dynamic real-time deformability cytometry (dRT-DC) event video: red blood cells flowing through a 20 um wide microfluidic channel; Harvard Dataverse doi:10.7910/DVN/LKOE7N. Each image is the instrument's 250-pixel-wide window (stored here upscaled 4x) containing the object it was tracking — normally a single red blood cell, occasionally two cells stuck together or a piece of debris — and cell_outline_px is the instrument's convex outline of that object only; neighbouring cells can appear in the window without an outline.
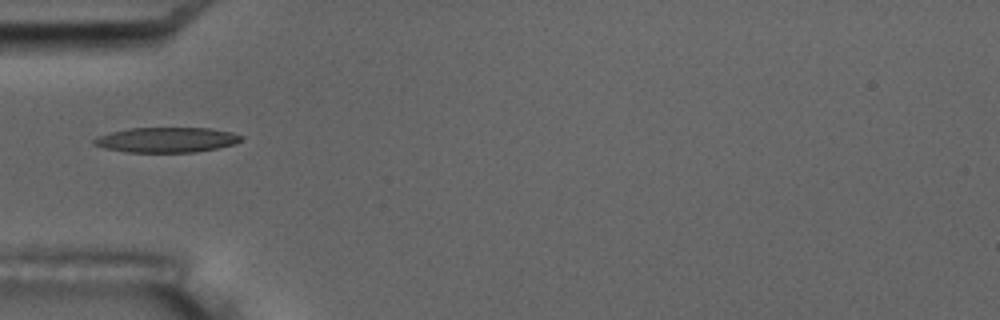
{"species": "common noctule bat (a hibernating species)", "species_latin": "Nyctalus noctula", "temperature_condition": "room temperature", "stored_images_in_passage": 12, "camera_frame_rate_fps": 3000, "um_per_image_px": 0.085, "animal": {"sex": "male", "body_mass_g": 17.5, "forearm_length_mm": 52.3}, "frame": {"image": 1, "passage_image": 1, "time_ms": 0.0, "image_size_px": [1000, 320], "cell_outline_px": [[244, 140], [236, 144], [196, 152], [128, 152], [104, 148], [92, 144], [92, 140], [100, 136], [112, 132], [128, 128], [208, 128], [232, 132], [244, 136]], "centroid_in_image_um": [14.21, 11.89], "position_along_channel_um": 70.8, "area_um2": 21.56}}
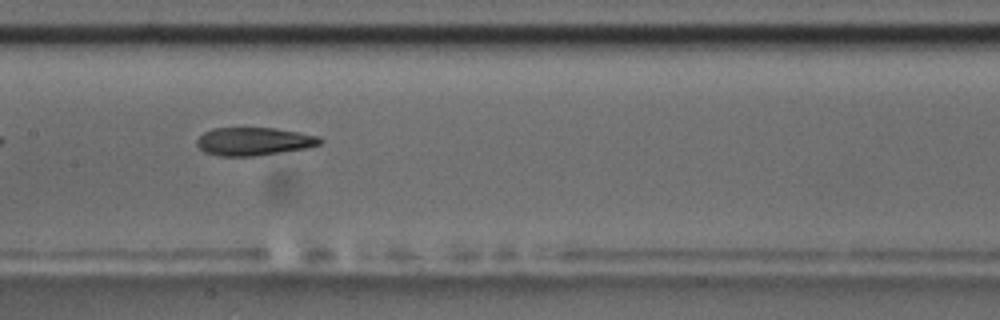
{"frame": {"image": 2, "passage_image": 4, "time_ms": 3.333, "image_size_px": [1000, 320], "cell_outline_px": [[324, 140], [320, 144], [304, 148], [256, 156], [220, 156], [204, 152], [196, 144], [196, 140], [204, 132], [212, 128], [276, 128], [316, 136]], "centroid_in_image_um": [21.53, 12.02], "position_along_channel_um": 185.9, "area_um2": 19.94}, "authors_computed_cell_mechanics": {"area_um2": 20.4901, "velocity_mm_per_s": 3.4511, "shape_relaxation_time_tau1_ms": 5.1595, "shape_relaxation_time_tau2_ms": 2.4998, "deformation_change_tau1": 0.1823, "deformation_change_tau2": 0.0861}}